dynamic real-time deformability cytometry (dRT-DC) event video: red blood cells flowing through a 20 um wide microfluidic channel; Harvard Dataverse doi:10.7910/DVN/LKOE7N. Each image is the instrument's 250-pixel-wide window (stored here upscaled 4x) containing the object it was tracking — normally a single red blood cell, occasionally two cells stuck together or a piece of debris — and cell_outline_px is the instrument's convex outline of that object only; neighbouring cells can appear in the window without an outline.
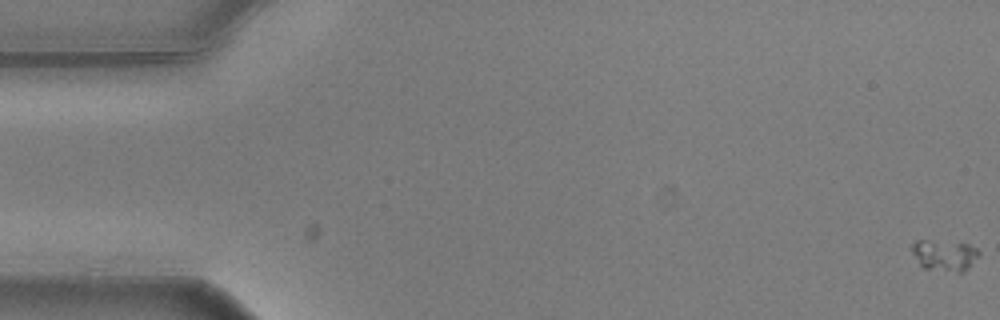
{"species": "common noctule bat (a hibernating species)", "species_latin": "Nyctalus noctula", "temperature_condition": "warm", "stored_images_in_passage": 61, "camera_frame_rate_fps": 3000, "um_per_image_px": 0.085, "animal": {"sex": "male", "body_mass_g": 20.5, "forearm_length_mm": 52.5}, "frame": {"image": 1, "passage_image": 1, "time_ms": 0.0, "image_size_px": [1000, 320], "cell_outline_px": [[980, 252], [964, 272], [960, 272], [924, 268], [920, 264], [908, 248], [916, 240], [924, 240], [968, 244], [976, 248]], "centroid_in_image_um": [80.22, 21.68], "position_along_channel_um": 4.8, "area_um2": 11.91}}
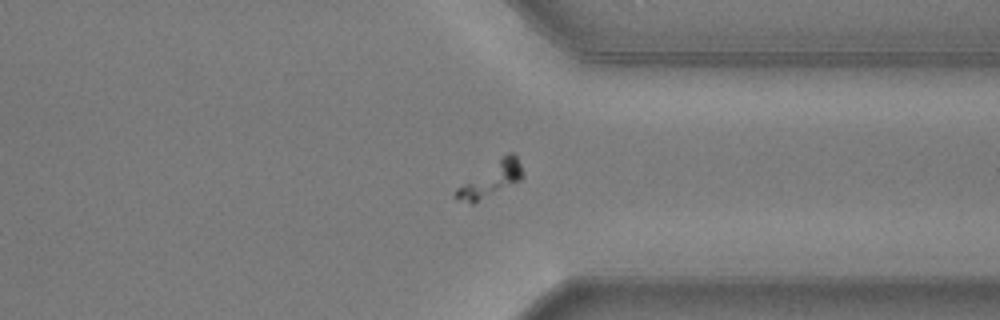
{"frame": {"image": 2, "passage_image": 47, "time_ms": 15.333, "image_size_px": [1000, 320], "cell_outline_px": [[524, 176], [520, 180], [472, 204], [456, 200], [452, 196], [456, 188], [508, 152], [512, 152], [516, 156], [520, 164]], "centroid_in_image_um": [41.69, 15.28], "position_along_channel_um": 369.7, "area_um2": 13.01}}
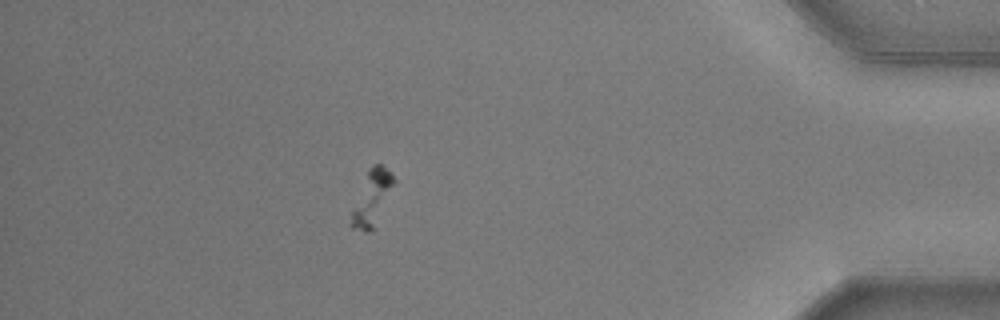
{"frame": {"image": 3, "passage_image": 54, "time_ms": 17.667, "image_size_px": [1000, 320], "cell_outline_px": [[396, 180], [372, 232], [364, 232], [352, 228], [348, 224], [352, 212], [368, 172], [372, 164], [380, 164]], "centroid_in_image_um": [31.6, 16.91], "position_along_channel_um": 403.6, "area_um2": 12.89}}